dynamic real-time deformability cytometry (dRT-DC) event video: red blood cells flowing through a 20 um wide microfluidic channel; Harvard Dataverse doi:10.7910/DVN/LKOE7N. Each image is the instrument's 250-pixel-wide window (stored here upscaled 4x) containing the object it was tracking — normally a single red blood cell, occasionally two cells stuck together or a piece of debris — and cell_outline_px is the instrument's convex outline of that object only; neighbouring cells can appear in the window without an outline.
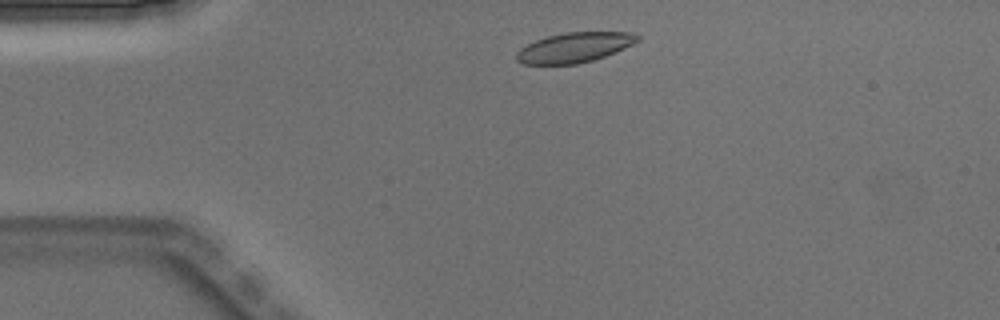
{"species": "Egyptian fruit bat (a non-hibernating species)", "species_latin": "Rousettus aegyptiacus", "temperature_condition": "warm", "stored_images_in_passage": 3, "camera_frame_rate_fps": 3000, "um_per_image_px": 0.085, "animal": {"sex": "male"}, "frame": {"image": 1, "passage_image": 1, "time_ms": 0.0, "image_size_px": [1000, 320], "cell_outline_px": [[640, 40], [624, 48], [604, 56], [592, 60], [576, 64], [524, 64], [516, 60], [516, 52], [520, 48], [536, 40], [548, 36], [564, 32], [636, 32], [640, 36]], "centroid_in_image_um": [48.83, 4.02], "position_along_channel_um": 36.2, "area_um2": 21.04}}